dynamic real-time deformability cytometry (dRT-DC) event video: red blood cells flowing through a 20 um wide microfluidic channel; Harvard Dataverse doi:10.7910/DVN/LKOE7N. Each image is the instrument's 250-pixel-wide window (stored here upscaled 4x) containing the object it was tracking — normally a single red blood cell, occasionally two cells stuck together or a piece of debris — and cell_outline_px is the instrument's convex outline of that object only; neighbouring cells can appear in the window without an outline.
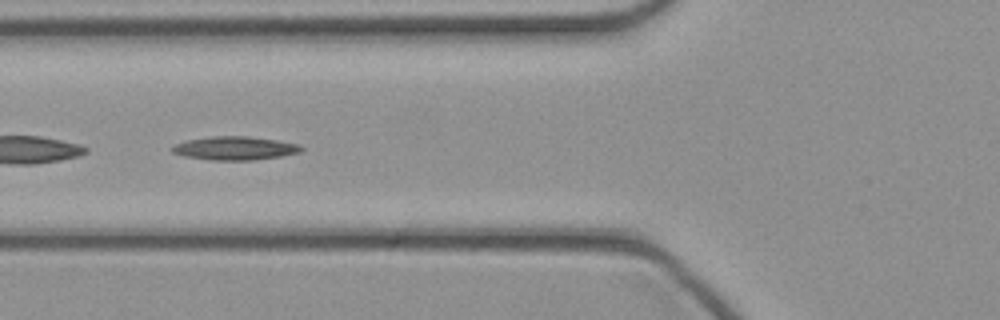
{"species": "common noctule bat (a hibernating species)", "species_latin": "Nyctalus noctula", "temperature_condition": "cold", "stored_images_in_passage": 44, "segment_of_instrument_passage": [2, 2], "camera_frame_rate_fps": 3000, "um_per_image_px": 0.085, "animal": {"sex": "female", "body_mass_g": 21.9}, "frame": {"image": 1, "passage_image": 17, "time_ms": 5.333, "image_size_px": [1000, 320], "cell_outline_px": [[304, 148], [300, 152], [280, 156], [252, 160], [212, 160], [184, 156], [172, 152], [168, 148], [176, 144], [188, 140], [212, 136], [248, 136], [276, 140], [300, 144]], "centroid_in_image_um": [19.96, 12.59], "position_along_channel_um": 105.8, "area_um2": 17.63}}
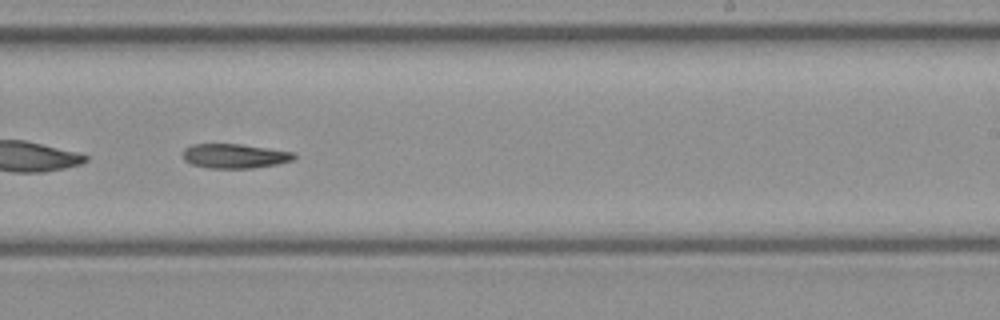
{"frame": {"image": 2, "passage_image": 28, "time_ms": 9.0, "image_size_px": [1000, 320], "cell_outline_px": [[296, 156], [292, 160], [276, 164], [252, 168], [208, 168], [192, 164], [184, 160], [184, 148], [192, 144], [240, 144], [292, 152]], "centroid_in_image_um": [19.91, 13.26], "position_along_channel_um": 269.1, "area_um2": 15.61}}
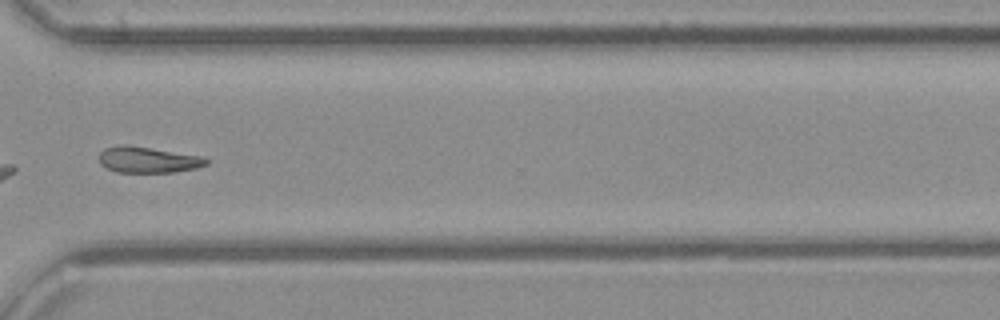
{"frame": {"image": 3, "passage_image": 34, "time_ms": 11.0, "image_size_px": [1000, 320], "cell_outline_px": [[208, 164], [196, 168], [176, 172], [116, 172], [100, 164], [100, 152], [104, 148], [120, 144], [124, 144], [204, 156], [208, 160]], "centroid_in_image_um": [12.59, 13.57], "position_along_channel_um": 358.0, "area_um2": 16.3}}